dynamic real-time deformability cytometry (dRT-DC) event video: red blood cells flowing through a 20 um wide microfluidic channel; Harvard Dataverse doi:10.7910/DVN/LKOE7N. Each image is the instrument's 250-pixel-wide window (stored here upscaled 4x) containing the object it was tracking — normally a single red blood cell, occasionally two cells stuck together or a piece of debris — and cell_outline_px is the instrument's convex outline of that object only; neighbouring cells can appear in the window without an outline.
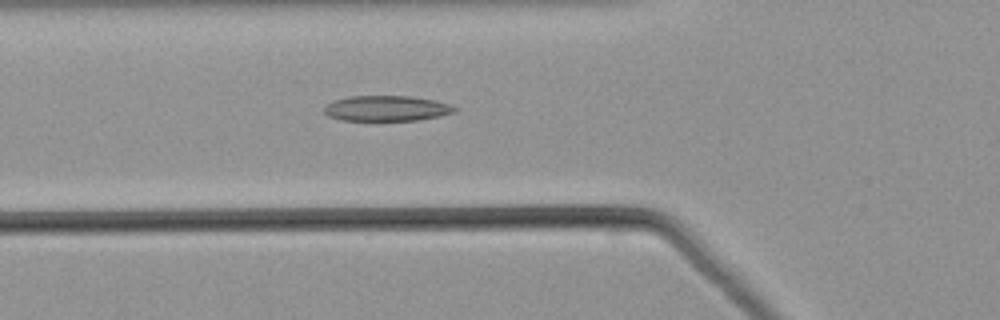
{"species": "common noctule bat (a hibernating species)", "species_latin": "Nyctalus noctula", "temperature_condition": "warm", "stored_images_in_passage": 52, "camera_frame_rate_fps": 3000, "um_per_image_px": 0.085, "animal": {"sex": "male", "body_mass_g": 21.5, "forearm_length_mm": 52.0}, "frame": {"image": 1, "passage_image": 19, "time_ms": 6.0, "image_size_px": [1000, 320], "cell_outline_px": [[456, 112], [440, 116], [416, 120], [340, 120], [328, 116], [324, 112], [324, 108], [332, 100], [348, 96], [412, 96], [436, 100], [448, 104], [456, 108]], "centroid_in_image_um": [32.84, 9.2], "position_along_channel_um": 93.0, "area_um2": 19.36}}
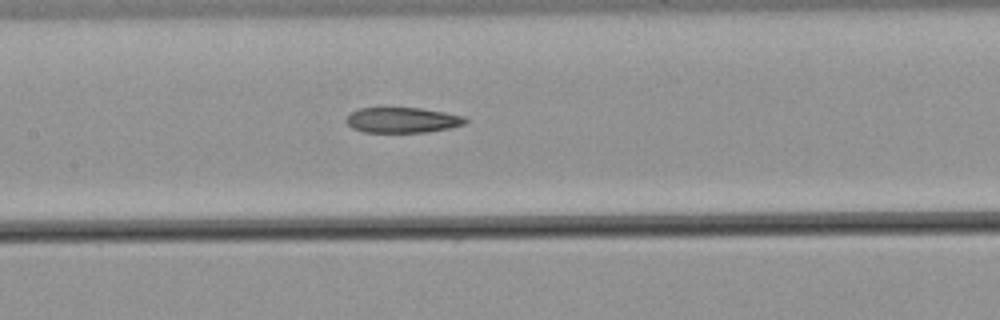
{"frame": {"image": 2, "passage_image": 25, "time_ms": 8.0, "image_size_px": [1000, 320], "cell_outline_px": [[468, 124], [452, 128], [428, 132], [364, 132], [352, 128], [348, 124], [348, 116], [352, 112], [360, 108], [420, 108], [444, 112], [464, 116], [468, 120]], "centroid_in_image_um": [34.29, 10.21], "position_along_channel_um": 173.1, "area_um2": 17.63}}
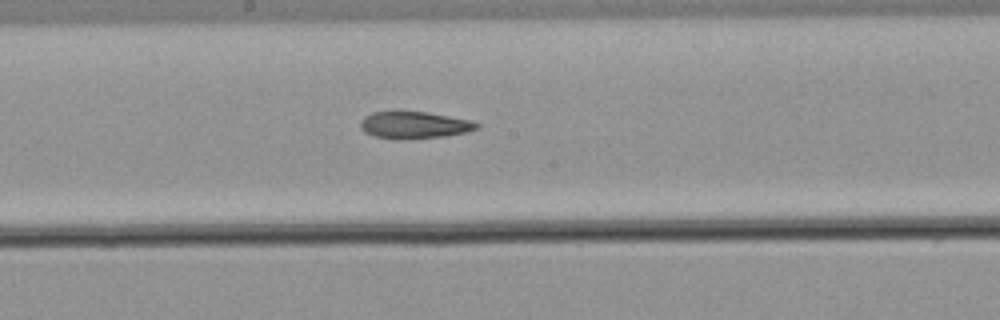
{"frame": {"image": 3, "passage_image": 28, "time_ms": 9.0, "image_size_px": [1000, 320], "cell_outline_px": [[480, 124], [476, 128], [464, 132], [444, 136], [396, 140], [372, 136], [364, 132], [360, 128], [360, 120], [364, 116], [372, 112], [424, 112], [472, 120]], "centroid_in_image_um": [35.14, 10.64], "position_along_channel_um": 213.1, "area_um2": 18.21}}